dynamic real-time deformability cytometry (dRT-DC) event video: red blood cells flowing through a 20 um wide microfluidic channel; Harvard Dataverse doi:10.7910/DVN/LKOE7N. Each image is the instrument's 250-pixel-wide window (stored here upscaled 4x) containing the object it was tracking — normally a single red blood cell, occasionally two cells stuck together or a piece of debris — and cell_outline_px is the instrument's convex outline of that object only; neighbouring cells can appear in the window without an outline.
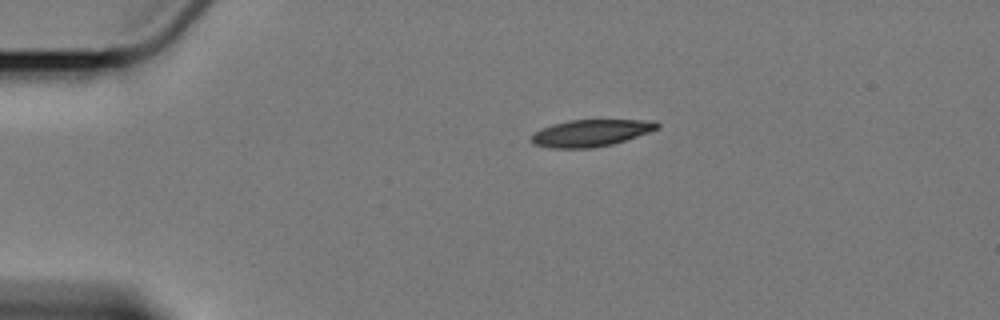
{"species": "Egyptian fruit bat (a non-hibernating species)", "species_latin": "Rousettus aegyptiacus", "temperature_condition": "cold", "stored_images_in_passage": 5, "camera_frame_rate_fps": 3000, "um_per_image_px": 0.085, "animal": {"sex": "female"}, "frame": {"image": 1, "passage_image": 1, "time_ms": 0.0, "image_size_px": [1000, 320], "cell_outline_px": [[660, 128], [612, 144], [592, 148], [548, 148], [532, 144], [528, 140], [540, 128], [552, 124], [568, 120], [656, 120], [660, 124]], "centroid_in_image_um": [50.18, 11.3], "position_along_channel_um": 34.8, "area_um2": 19.83}}
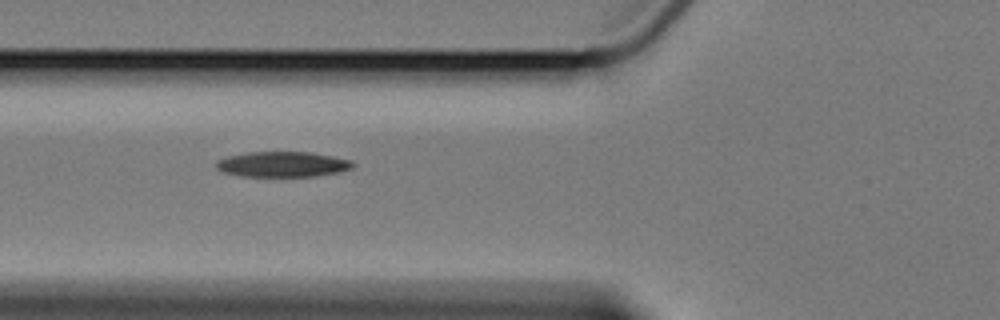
{"frame": {"image": 2, "passage_image": 4, "time_ms": 3.333, "image_size_px": [1000, 320], "cell_outline_px": [[356, 164], [352, 168], [340, 172], [316, 176], [240, 176], [224, 172], [216, 168], [216, 160], [228, 156], [248, 152], [312, 152], [352, 160]], "centroid_in_image_um": [24.05, 13.96], "position_along_channel_um": 101.8, "area_um2": 20.29}}
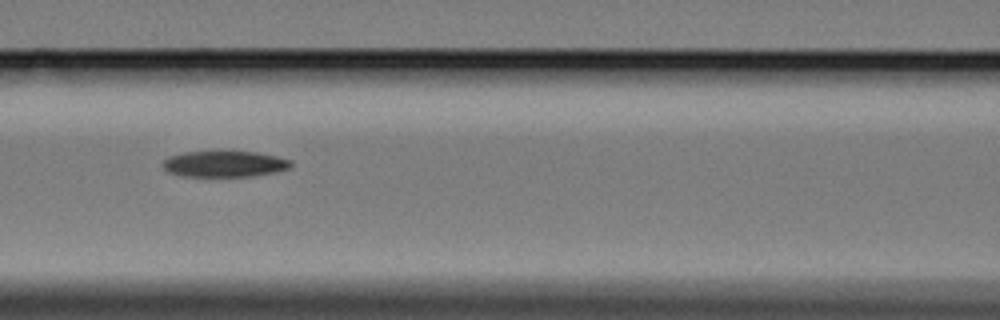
{"frame": {"image": 3, "passage_image": 5, "time_ms": 4.667, "image_size_px": [1000, 320], "cell_outline_px": [[292, 164], [288, 168], [276, 172], [252, 176], [180, 176], [168, 172], [160, 164], [168, 156], [184, 152], [256, 152], [276, 156], [292, 160]], "centroid_in_image_um": [19.05, 13.94], "position_along_channel_um": 147.5, "area_um2": 19.42}}